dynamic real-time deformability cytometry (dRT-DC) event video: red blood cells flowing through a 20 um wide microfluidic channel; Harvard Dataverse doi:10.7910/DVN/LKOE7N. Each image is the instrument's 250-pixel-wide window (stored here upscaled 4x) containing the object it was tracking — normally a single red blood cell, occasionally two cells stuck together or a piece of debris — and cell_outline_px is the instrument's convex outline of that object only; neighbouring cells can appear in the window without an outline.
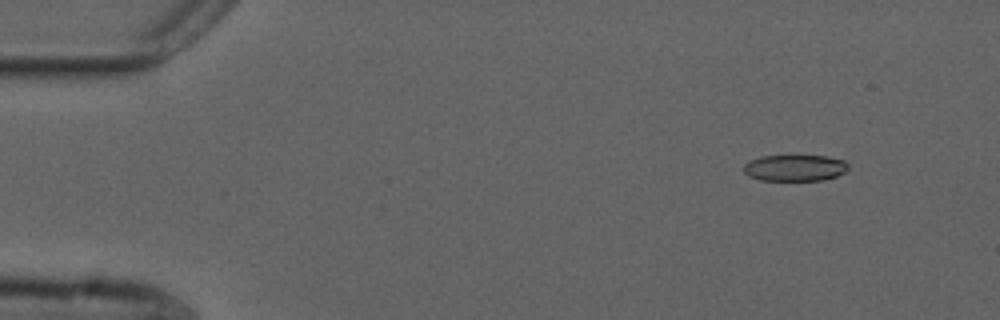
{"species": "common noctule bat (a hibernating species)", "species_latin": "Nyctalus noctula", "temperature_condition": "cold", "stored_images_in_passage": 50, "camera_frame_rate_fps": 3000, "um_per_image_px": 0.085, "animal": {"sex": "male", "forearm_length_mm": 52.5}, "frame": {"image": 1, "passage_image": 1, "time_ms": 0.0, "image_size_px": [1000, 320], "cell_outline_px": [[848, 168], [844, 172], [836, 176], [824, 180], [760, 180], [748, 176], [744, 172], [744, 164], [748, 160], [760, 156], [828, 156], [844, 160], [848, 164]], "centroid_in_image_um": [67.54, 14.26], "position_along_channel_um": 17.5, "area_um2": 16.13}}
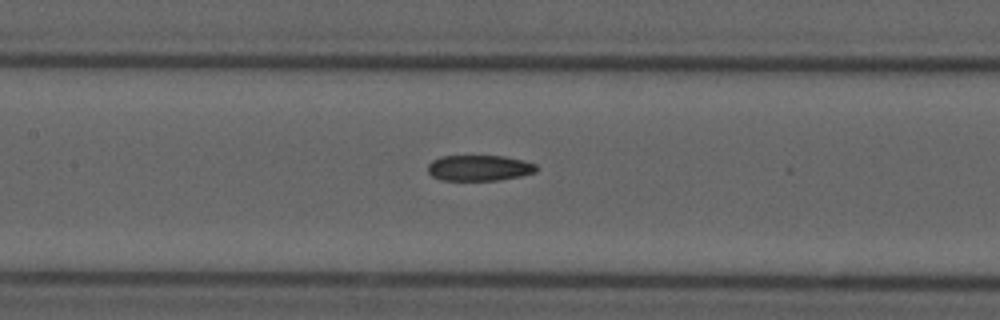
{"frame": {"image": 2, "passage_image": 21, "time_ms": 6.667, "image_size_px": [1000, 320], "cell_outline_px": [[536, 172], [520, 176], [500, 180], [440, 180], [432, 176], [428, 172], [428, 164], [432, 160], [440, 156], [504, 156], [524, 160], [536, 164]], "centroid_in_image_um": [40.72, 14.27], "position_along_channel_um": 166.7, "area_um2": 16.36}}
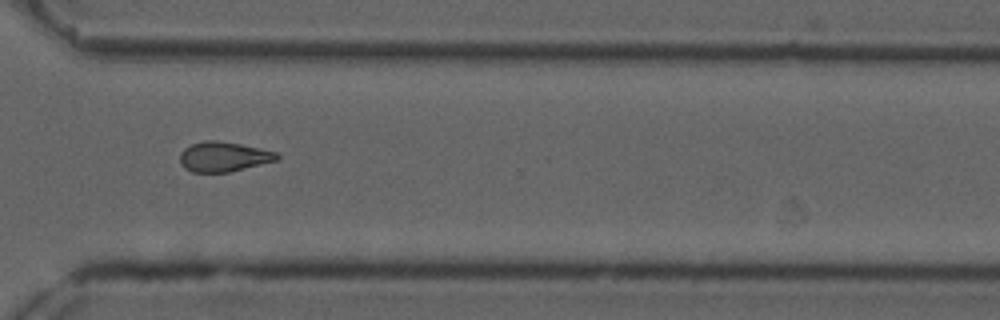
{"frame": {"image": 3, "passage_image": 36, "time_ms": 11.667, "image_size_px": [1000, 320], "cell_outline_px": [[280, 156], [276, 160], [228, 172], [192, 172], [184, 168], [180, 164], [180, 152], [184, 148], [192, 144], [204, 140], [216, 140], [240, 144], [260, 148], [276, 152]], "centroid_in_image_um": [18.96, 13.31], "position_along_channel_um": 351.6, "area_um2": 16.76}, "authors_computed_cell_mechanics": {"area_um2": 17.2244, "velocity_mm_per_s": 3.7072, "shape_relaxation_time_tau1_ms": null, "shape_relaxation_time_tau2_ms": 7.7761, "deformation_change_tau1": null, "deformation_change_tau2": 0.1736}}